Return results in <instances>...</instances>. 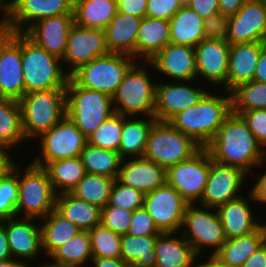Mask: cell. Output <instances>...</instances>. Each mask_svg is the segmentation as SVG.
Wrapping results in <instances>:
<instances>
[{
  "label": "cell",
  "mask_w": 266,
  "mask_h": 267,
  "mask_svg": "<svg viewBox=\"0 0 266 267\" xmlns=\"http://www.w3.org/2000/svg\"><path fill=\"white\" fill-rule=\"evenodd\" d=\"M166 169L145 157L122 159L117 180L144 195L166 184Z\"/></svg>",
  "instance_id": "obj_24"
},
{
  "label": "cell",
  "mask_w": 266,
  "mask_h": 267,
  "mask_svg": "<svg viewBox=\"0 0 266 267\" xmlns=\"http://www.w3.org/2000/svg\"><path fill=\"white\" fill-rule=\"evenodd\" d=\"M55 210L82 231H89L100 225L102 209L77 197L72 192L58 193Z\"/></svg>",
  "instance_id": "obj_29"
},
{
  "label": "cell",
  "mask_w": 266,
  "mask_h": 267,
  "mask_svg": "<svg viewBox=\"0 0 266 267\" xmlns=\"http://www.w3.org/2000/svg\"><path fill=\"white\" fill-rule=\"evenodd\" d=\"M135 119L125 116L123 119L122 137L118 152L122 159L131 157H143L148 136L152 126L157 121L154 117H150L148 121L143 118Z\"/></svg>",
  "instance_id": "obj_34"
},
{
  "label": "cell",
  "mask_w": 266,
  "mask_h": 267,
  "mask_svg": "<svg viewBox=\"0 0 266 267\" xmlns=\"http://www.w3.org/2000/svg\"><path fill=\"white\" fill-rule=\"evenodd\" d=\"M241 267H266V244L260 245Z\"/></svg>",
  "instance_id": "obj_54"
},
{
  "label": "cell",
  "mask_w": 266,
  "mask_h": 267,
  "mask_svg": "<svg viewBox=\"0 0 266 267\" xmlns=\"http://www.w3.org/2000/svg\"><path fill=\"white\" fill-rule=\"evenodd\" d=\"M207 92L194 106L176 114L168 123L206 148L231 112V96Z\"/></svg>",
  "instance_id": "obj_2"
},
{
  "label": "cell",
  "mask_w": 266,
  "mask_h": 267,
  "mask_svg": "<svg viewBox=\"0 0 266 267\" xmlns=\"http://www.w3.org/2000/svg\"><path fill=\"white\" fill-rule=\"evenodd\" d=\"M176 233L163 232L155 243V267H192L198 255L188 241L176 238ZM174 236V237H172Z\"/></svg>",
  "instance_id": "obj_28"
},
{
  "label": "cell",
  "mask_w": 266,
  "mask_h": 267,
  "mask_svg": "<svg viewBox=\"0 0 266 267\" xmlns=\"http://www.w3.org/2000/svg\"><path fill=\"white\" fill-rule=\"evenodd\" d=\"M53 261L84 267L92 261L91 237L89 231H80L71 240L60 246L51 256Z\"/></svg>",
  "instance_id": "obj_42"
},
{
  "label": "cell",
  "mask_w": 266,
  "mask_h": 267,
  "mask_svg": "<svg viewBox=\"0 0 266 267\" xmlns=\"http://www.w3.org/2000/svg\"><path fill=\"white\" fill-rule=\"evenodd\" d=\"M142 18L117 12L104 29L109 53H121L136 60V40Z\"/></svg>",
  "instance_id": "obj_27"
},
{
  "label": "cell",
  "mask_w": 266,
  "mask_h": 267,
  "mask_svg": "<svg viewBox=\"0 0 266 267\" xmlns=\"http://www.w3.org/2000/svg\"><path fill=\"white\" fill-rule=\"evenodd\" d=\"M213 267H228V266L222 265L220 262H218V261L213 257Z\"/></svg>",
  "instance_id": "obj_66"
},
{
  "label": "cell",
  "mask_w": 266,
  "mask_h": 267,
  "mask_svg": "<svg viewBox=\"0 0 266 267\" xmlns=\"http://www.w3.org/2000/svg\"><path fill=\"white\" fill-rule=\"evenodd\" d=\"M187 205V201L167 183L144 195L143 207L162 233L179 232Z\"/></svg>",
  "instance_id": "obj_14"
},
{
  "label": "cell",
  "mask_w": 266,
  "mask_h": 267,
  "mask_svg": "<svg viewBox=\"0 0 266 267\" xmlns=\"http://www.w3.org/2000/svg\"><path fill=\"white\" fill-rule=\"evenodd\" d=\"M113 113L110 96L80 87L69 77L66 85V115L87 138Z\"/></svg>",
  "instance_id": "obj_5"
},
{
  "label": "cell",
  "mask_w": 266,
  "mask_h": 267,
  "mask_svg": "<svg viewBox=\"0 0 266 267\" xmlns=\"http://www.w3.org/2000/svg\"><path fill=\"white\" fill-rule=\"evenodd\" d=\"M148 0H117L118 12L144 18Z\"/></svg>",
  "instance_id": "obj_52"
},
{
  "label": "cell",
  "mask_w": 266,
  "mask_h": 267,
  "mask_svg": "<svg viewBox=\"0 0 266 267\" xmlns=\"http://www.w3.org/2000/svg\"><path fill=\"white\" fill-rule=\"evenodd\" d=\"M248 175L241 168L220 164L210 155V170L208 181L201 200L204 207H219L240 197V189Z\"/></svg>",
  "instance_id": "obj_15"
},
{
  "label": "cell",
  "mask_w": 266,
  "mask_h": 267,
  "mask_svg": "<svg viewBox=\"0 0 266 267\" xmlns=\"http://www.w3.org/2000/svg\"><path fill=\"white\" fill-rule=\"evenodd\" d=\"M80 157L86 173L117 179L122 162L119 152L87 143Z\"/></svg>",
  "instance_id": "obj_38"
},
{
  "label": "cell",
  "mask_w": 266,
  "mask_h": 267,
  "mask_svg": "<svg viewBox=\"0 0 266 267\" xmlns=\"http://www.w3.org/2000/svg\"><path fill=\"white\" fill-rule=\"evenodd\" d=\"M40 267H80V266H77V265H71V264H63V263H59V262H52L51 264L50 263H46V265L42 264V266Z\"/></svg>",
  "instance_id": "obj_63"
},
{
  "label": "cell",
  "mask_w": 266,
  "mask_h": 267,
  "mask_svg": "<svg viewBox=\"0 0 266 267\" xmlns=\"http://www.w3.org/2000/svg\"><path fill=\"white\" fill-rule=\"evenodd\" d=\"M73 7L74 0H11V12L6 29L11 32H25L42 19L73 14ZM23 25H26V28Z\"/></svg>",
  "instance_id": "obj_19"
},
{
  "label": "cell",
  "mask_w": 266,
  "mask_h": 267,
  "mask_svg": "<svg viewBox=\"0 0 266 267\" xmlns=\"http://www.w3.org/2000/svg\"><path fill=\"white\" fill-rule=\"evenodd\" d=\"M209 170L210 153L206 148H202L189 160L167 168L166 183L173 187L188 204H195L202 198Z\"/></svg>",
  "instance_id": "obj_12"
},
{
  "label": "cell",
  "mask_w": 266,
  "mask_h": 267,
  "mask_svg": "<svg viewBox=\"0 0 266 267\" xmlns=\"http://www.w3.org/2000/svg\"><path fill=\"white\" fill-rule=\"evenodd\" d=\"M247 198L249 201L254 200L251 191L246 198L241 195L227 204L214 208L223 225L226 239L248 235L261 226V222L255 219Z\"/></svg>",
  "instance_id": "obj_25"
},
{
  "label": "cell",
  "mask_w": 266,
  "mask_h": 267,
  "mask_svg": "<svg viewBox=\"0 0 266 267\" xmlns=\"http://www.w3.org/2000/svg\"><path fill=\"white\" fill-rule=\"evenodd\" d=\"M158 235L121 236V258L132 267H155V243Z\"/></svg>",
  "instance_id": "obj_37"
},
{
  "label": "cell",
  "mask_w": 266,
  "mask_h": 267,
  "mask_svg": "<svg viewBox=\"0 0 266 267\" xmlns=\"http://www.w3.org/2000/svg\"><path fill=\"white\" fill-rule=\"evenodd\" d=\"M197 76L227 92L230 44L227 41L203 39L195 47Z\"/></svg>",
  "instance_id": "obj_21"
},
{
  "label": "cell",
  "mask_w": 266,
  "mask_h": 267,
  "mask_svg": "<svg viewBox=\"0 0 266 267\" xmlns=\"http://www.w3.org/2000/svg\"><path fill=\"white\" fill-rule=\"evenodd\" d=\"M24 95L21 32L1 29L0 98L19 101Z\"/></svg>",
  "instance_id": "obj_13"
},
{
  "label": "cell",
  "mask_w": 266,
  "mask_h": 267,
  "mask_svg": "<svg viewBox=\"0 0 266 267\" xmlns=\"http://www.w3.org/2000/svg\"><path fill=\"white\" fill-rule=\"evenodd\" d=\"M132 56L109 53L76 70L70 78L80 87L96 90L111 98L130 68L136 63Z\"/></svg>",
  "instance_id": "obj_9"
},
{
  "label": "cell",
  "mask_w": 266,
  "mask_h": 267,
  "mask_svg": "<svg viewBox=\"0 0 266 267\" xmlns=\"http://www.w3.org/2000/svg\"><path fill=\"white\" fill-rule=\"evenodd\" d=\"M19 199L17 182V164L0 177V221L16 217Z\"/></svg>",
  "instance_id": "obj_45"
},
{
  "label": "cell",
  "mask_w": 266,
  "mask_h": 267,
  "mask_svg": "<svg viewBox=\"0 0 266 267\" xmlns=\"http://www.w3.org/2000/svg\"><path fill=\"white\" fill-rule=\"evenodd\" d=\"M188 6L203 19L220 12L218 0H190Z\"/></svg>",
  "instance_id": "obj_53"
},
{
  "label": "cell",
  "mask_w": 266,
  "mask_h": 267,
  "mask_svg": "<svg viewBox=\"0 0 266 267\" xmlns=\"http://www.w3.org/2000/svg\"><path fill=\"white\" fill-rule=\"evenodd\" d=\"M14 162L15 161L10 157L8 148L0 145V177L12 168Z\"/></svg>",
  "instance_id": "obj_60"
},
{
  "label": "cell",
  "mask_w": 266,
  "mask_h": 267,
  "mask_svg": "<svg viewBox=\"0 0 266 267\" xmlns=\"http://www.w3.org/2000/svg\"><path fill=\"white\" fill-rule=\"evenodd\" d=\"M109 54L105 31L103 29L85 28L73 24L62 62L71 67L67 75L70 77L76 70L97 57Z\"/></svg>",
  "instance_id": "obj_16"
},
{
  "label": "cell",
  "mask_w": 266,
  "mask_h": 267,
  "mask_svg": "<svg viewBox=\"0 0 266 267\" xmlns=\"http://www.w3.org/2000/svg\"><path fill=\"white\" fill-rule=\"evenodd\" d=\"M178 83L157 82L154 107V118L157 121L169 122L176 114L197 104L207 93L202 87Z\"/></svg>",
  "instance_id": "obj_18"
},
{
  "label": "cell",
  "mask_w": 266,
  "mask_h": 267,
  "mask_svg": "<svg viewBox=\"0 0 266 267\" xmlns=\"http://www.w3.org/2000/svg\"><path fill=\"white\" fill-rule=\"evenodd\" d=\"M247 0H218L219 11L223 15H235Z\"/></svg>",
  "instance_id": "obj_55"
},
{
  "label": "cell",
  "mask_w": 266,
  "mask_h": 267,
  "mask_svg": "<svg viewBox=\"0 0 266 267\" xmlns=\"http://www.w3.org/2000/svg\"><path fill=\"white\" fill-rule=\"evenodd\" d=\"M17 165V182L19 199L16 206V217L24 213L23 218L41 220L55 209L57 194L49 180L46 170L34 163H29L20 173ZM22 176H21V175ZM20 176L22 178H20ZM20 214V215H19Z\"/></svg>",
  "instance_id": "obj_6"
},
{
  "label": "cell",
  "mask_w": 266,
  "mask_h": 267,
  "mask_svg": "<svg viewBox=\"0 0 266 267\" xmlns=\"http://www.w3.org/2000/svg\"><path fill=\"white\" fill-rule=\"evenodd\" d=\"M265 47V42L230 45L227 92L238 85L253 81L259 56Z\"/></svg>",
  "instance_id": "obj_26"
},
{
  "label": "cell",
  "mask_w": 266,
  "mask_h": 267,
  "mask_svg": "<svg viewBox=\"0 0 266 267\" xmlns=\"http://www.w3.org/2000/svg\"><path fill=\"white\" fill-rule=\"evenodd\" d=\"M117 12V0H74V23L81 27L104 30Z\"/></svg>",
  "instance_id": "obj_32"
},
{
  "label": "cell",
  "mask_w": 266,
  "mask_h": 267,
  "mask_svg": "<svg viewBox=\"0 0 266 267\" xmlns=\"http://www.w3.org/2000/svg\"><path fill=\"white\" fill-rule=\"evenodd\" d=\"M169 43L170 32L167 20L142 18L137 33L136 60L140 57L144 59V62H149Z\"/></svg>",
  "instance_id": "obj_30"
},
{
  "label": "cell",
  "mask_w": 266,
  "mask_h": 267,
  "mask_svg": "<svg viewBox=\"0 0 266 267\" xmlns=\"http://www.w3.org/2000/svg\"><path fill=\"white\" fill-rule=\"evenodd\" d=\"M205 39L227 41L229 34V16L221 12L204 19Z\"/></svg>",
  "instance_id": "obj_50"
},
{
  "label": "cell",
  "mask_w": 266,
  "mask_h": 267,
  "mask_svg": "<svg viewBox=\"0 0 266 267\" xmlns=\"http://www.w3.org/2000/svg\"><path fill=\"white\" fill-rule=\"evenodd\" d=\"M261 228H262L263 233H264V243L266 244V223L265 222L263 223L261 221Z\"/></svg>",
  "instance_id": "obj_65"
},
{
  "label": "cell",
  "mask_w": 266,
  "mask_h": 267,
  "mask_svg": "<svg viewBox=\"0 0 266 267\" xmlns=\"http://www.w3.org/2000/svg\"><path fill=\"white\" fill-rule=\"evenodd\" d=\"M73 24V14H62L37 21L24 33L48 53L62 59Z\"/></svg>",
  "instance_id": "obj_22"
},
{
  "label": "cell",
  "mask_w": 266,
  "mask_h": 267,
  "mask_svg": "<svg viewBox=\"0 0 266 267\" xmlns=\"http://www.w3.org/2000/svg\"><path fill=\"white\" fill-rule=\"evenodd\" d=\"M229 93L233 114L240 115L252 109H266V83L250 81L236 86Z\"/></svg>",
  "instance_id": "obj_40"
},
{
  "label": "cell",
  "mask_w": 266,
  "mask_h": 267,
  "mask_svg": "<svg viewBox=\"0 0 266 267\" xmlns=\"http://www.w3.org/2000/svg\"><path fill=\"white\" fill-rule=\"evenodd\" d=\"M148 63L149 67L171 77L172 81L190 82L197 79L195 48L169 43Z\"/></svg>",
  "instance_id": "obj_20"
},
{
  "label": "cell",
  "mask_w": 266,
  "mask_h": 267,
  "mask_svg": "<svg viewBox=\"0 0 266 267\" xmlns=\"http://www.w3.org/2000/svg\"><path fill=\"white\" fill-rule=\"evenodd\" d=\"M41 225L42 248L46 256L50 257L60 246L71 240L81 230L70 220L61 216L53 209L43 220Z\"/></svg>",
  "instance_id": "obj_36"
},
{
  "label": "cell",
  "mask_w": 266,
  "mask_h": 267,
  "mask_svg": "<svg viewBox=\"0 0 266 267\" xmlns=\"http://www.w3.org/2000/svg\"><path fill=\"white\" fill-rule=\"evenodd\" d=\"M26 262V263H25ZM16 260L15 258H11L5 261L0 262V267H29L27 261Z\"/></svg>",
  "instance_id": "obj_62"
},
{
  "label": "cell",
  "mask_w": 266,
  "mask_h": 267,
  "mask_svg": "<svg viewBox=\"0 0 266 267\" xmlns=\"http://www.w3.org/2000/svg\"><path fill=\"white\" fill-rule=\"evenodd\" d=\"M266 41V0H247L239 11L229 16L230 45Z\"/></svg>",
  "instance_id": "obj_17"
},
{
  "label": "cell",
  "mask_w": 266,
  "mask_h": 267,
  "mask_svg": "<svg viewBox=\"0 0 266 267\" xmlns=\"http://www.w3.org/2000/svg\"><path fill=\"white\" fill-rule=\"evenodd\" d=\"M0 9L4 12L3 18L0 19V29H6L11 12V1L0 0Z\"/></svg>",
  "instance_id": "obj_61"
},
{
  "label": "cell",
  "mask_w": 266,
  "mask_h": 267,
  "mask_svg": "<svg viewBox=\"0 0 266 267\" xmlns=\"http://www.w3.org/2000/svg\"><path fill=\"white\" fill-rule=\"evenodd\" d=\"M89 234L92 257L121 258V235L101 224L89 230Z\"/></svg>",
  "instance_id": "obj_43"
},
{
  "label": "cell",
  "mask_w": 266,
  "mask_h": 267,
  "mask_svg": "<svg viewBox=\"0 0 266 267\" xmlns=\"http://www.w3.org/2000/svg\"><path fill=\"white\" fill-rule=\"evenodd\" d=\"M39 138L43 157H36L32 163L41 167L51 161L80 157L88 143V138L67 115Z\"/></svg>",
  "instance_id": "obj_11"
},
{
  "label": "cell",
  "mask_w": 266,
  "mask_h": 267,
  "mask_svg": "<svg viewBox=\"0 0 266 267\" xmlns=\"http://www.w3.org/2000/svg\"><path fill=\"white\" fill-rule=\"evenodd\" d=\"M195 205L188 204L185 209L182 228L184 226L186 229L181 231V235L193 247L197 255L202 253V248L206 246L215 248L210 254L214 256L226 241L223 225L214 208L204 206L198 208L199 205Z\"/></svg>",
  "instance_id": "obj_10"
},
{
  "label": "cell",
  "mask_w": 266,
  "mask_h": 267,
  "mask_svg": "<svg viewBox=\"0 0 266 267\" xmlns=\"http://www.w3.org/2000/svg\"><path fill=\"white\" fill-rule=\"evenodd\" d=\"M202 147L168 122L156 121L150 130L143 157L165 169L189 160Z\"/></svg>",
  "instance_id": "obj_7"
},
{
  "label": "cell",
  "mask_w": 266,
  "mask_h": 267,
  "mask_svg": "<svg viewBox=\"0 0 266 267\" xmlns=\"http://www.w3.org/2000/svg\"><path fill=\"white\" fill-rule=\"evenodd\" d=\"M11 251L6 235L5 220L0 221V262L11 259Z\"/></svg>",
  "instance_id": "obj_56"
},
{
  "label": "cell",
  "mask_w": 266,
  "mask_h": 267,
  "mask_svg": "<svg viewBox=\"0 0 266 267\" xmlns=\"http://www.w3.org/2000/svg\"><path fill=\"white\" fill-rule=\"evenodd\" d=\"M259 177L256 184L253 185L251 192L254 197V202L266 203V172Z\"/></svg>",
  "instance_id": "obj_57"
},
{
  "label": "cell",
  "mask_w": 266,
  "mask_h": 267,
  "mask_svg": "<svg viewBox=\"0 0 266 267\" xmlns=\"http://www.w3.org/2000/svg\"><path fill=\"white\" fill-rule=\"evenodd\" d=\"M43 168L57 195L59 191L72 192L86 174L81 157L51 161Z\"/></svg>",
  "instance_id": "obj_35"
},
{
  "label": "cell",
  "mask_w": 266,
  "mask_h": 267,
  "mask_svg": "<svg viewBox=\"0 0 266 267\" xmlns=\"http://www.w3.org/2000/svg\"><path fill=\"white\" fill-rule=\"evenodd\" d=\"M21 219V220H20ZM34 218L5 219L6 235L12 258H23L27 261L37 258L42 248L41 226L36 225ZM32 221V222H31Z\"/></svg>",
  "instance_id": "obj_23"
},
{
  "label": "cell",
  "mask_w": 266,
  "mask_h": 267,
  "mask_svg": "<svg viewBox=\"0 0 266 267\" xmlns=\"http://www.w3.org/2000/svg\"><path fill=\"white\" fill-rule=\"evenodd\" d=\"M0 53H1V29H0Z\"/></svg>",
  "instance_id": "obj_68"
},
{
  "label": "cell",
  "mask_w": 266,
  "mask_h": 267,
  "mask_svg": "<svg viewBox=\"0 0 266 267\" xmlns=\"http://www.w3.org/2000/svg\"><path fill=\"white\" fill-rule=\"evenodd\" d=\"M21 60L25 94L49 89H66L69 79L61 59L48 53L21 32Z\"/></svg>",
  "instance_id": "obj_3"
},
{
  "label": "cell",
  "mask_w": 266,
  "mask_h": 267,
  "mask_svg": "<svg viewBox=\"0 0 266 267\" xmlns=\"http://www.w3.org/2000/svg\"><path fill=\"white\" fill-rule=\"evenodd\" d=\"M181 6H188V4L190 3V0H179Z\"/></svg>",
  "instance_id": "obj_67"
},
{
  "label": "cell",
  "mask_w": 266,
  "mask_h": 267,
  "mask_svg": "<svg viewBox=\"0 0 266 267\" xmlns=\"http://www.w3.org/2000/svg\"><path fill=\"white\" fill-rule=\"evenodd\" d=\"M162 233L155 225L149 212L143 207L132 212L128 235L146 236Z\"/></svg>",
  "instance_id": "obj_48"
},
{
  "label": "cell",
  "mask_w": 266,
  "mask_h": 267,
  "mask_svg": "<svg viewBox=\"0 0 266 267\" xmlns=\"http://www.w3.org/2000/svg\"><path fill=\"white\" fill-rule=\"evenodd\" d=\"M212 160L241 168L248 174L252 167L263 165L266 150L256 140L240 115L231 113L206 147Z\"/></svg>",
  "instance_id": "obj_1"
},
{
  "label": "cell",
  "mask_w": 266,
  "mask_h": 267,
  "mask_svg": "<svg viewBox=\"0 0 266 267\" xmlns=\"http://www.w3.org/2000/svg\"><path fill=\"white\" fill-rule=\"evenodd\" d=\"M114 181L112 178L86 173L72 193L102 209L108 204Z\"/></svg>",
  "instance_id": "obj_41"
},
{
  "label": "cell",
  "mask_w": 266,
  "mask_h": 267,
  "mask_svg": "<svg viewBox=\"0 0 266 267\" xmlns=\"http://www.w3.org/2000/svg\"><path fill=\"white\" fill-rule=\"evenodd\" d=\"M131 216L132 211L130 210L114 206H105L101 211L100 224L122 236L128 233Z\"/></svg>",
  "instance_id": "obj_47"
},
{
  "label": "cell",
  "mask_w": 266,
  "mask_h": 267,
  "mask_svg": "<svg viewBox=\"0 0 266 267\" xmlns=\"http://www.w3.org/2000/svg\"><path fill=\"white\" fill-rule=\"evenodd\" d=\"M170 42L195 47L205 38L204 19L191 7H181L168 21Z\"/></svg>",
  "instance_id": "obj_31"
},
{
  "label": "cell",
  "mask_w": 266,
  "mask_h": 267,
  "mask_svg": "<svg viewBox=\"0 0 266 267\" xmlns=\"http://www.w3.org/2000/svg\"><path fill=\"white\" fill-rule=\"evenodd\" d=\"M240 116L247 123L258 143L266 150V109H252L242 112Z\"/></svg>",
  "instance_id": "obj_49"
},
{
  "label": "cell",
  "mask_w": 266,
  "mask_h": 267,
  "mask_svg": "<svg viewBox=\"0 0 266 267\" xmlns=\"http://www.w3.org/2000/svg\"><path fill=\"white\" fill-rule=\"evenodd\" d=\"M144 194L135 188L120 183L117 179L111 190L108 204L106 206H114L124 208L130 211L143 208Z\"/></svg>",
  "instance_id": "obj_46"
},
{
  "label": "cell",
  "mask_w": 266,
  "mask_h": 267,
  "mask_svg": "<svg viewBox=\"0 0 266 267\" xmlns=\"http://www.w3.org/2000/svg\"><path fill=\"white\" fill-rule=\"evenodd\" d=\"M253 81L266 83V47L259 56Z\"/></svg>",
  "instance_id": "obj_59"
},
{
  "label": "cell",
  "mask_w": 266,
  "mask_h": 267,
  "mask_svg": "<svg viewBox=\"0 0 266 267\" xmlns=\"http://www.w3.org/2000/svg\"><path fill=\"white\" fill-rule=\"evenodd\" d=\"M26 139L49 131L66 115V89H49L25 94L19 101Z\"/></svg>",
  "instance_id": "obj_4"
},
{
  "label": "cell",
  "mask_w": 266,
  "mask_h": 267,
  "mask_svg": "<svg viewBox=\"0 0 266 267\" xmlns=\"http://www.w3.org/2000/svg\"><path fill=\"white\" fill-rule=\"evenodd\" d=\"M26 140L21 119L19 102L14 99L0 98V145L9 150Z\"/></svg>",
  "instance_id": "obj_39"
},
{
  "label": "cell",
  "mask_w": 266,
  "mask_h": 267,
  "mask_svg": "<svg viewBox=\"0 0 266 267\" xmlns=\"http://www.w3.org/2000/svg\"><path fill=\"white\" fill-rule=\"evenodd\" d=\"M181 7L179 0H148L145 17L169 21Z\"/></svg>",
  "instance_id": "obj_51"
},
{
  "label": "cell",
  "mask_w": 266,
  "mask_h": 267,
  "mask_svg": "<svg viewBox=\"0 0 266 267\" xmlns=\"http://www.w3.org/2000/svg\"><path fill=\"white\" fill-rule=\"evenodd\" d=\"M264 243V233L261 226L254 232L226 239L220 250L213 256L222 265L241 267L248 257Z\"/></svg>",
  "instance_id": "obj_33"
},
{
  "label": "cell",
  "mask_w": 266,
  "mask_h": 267,
  "mask_svg": "<svg viewBox=\"0 0 266 267\" xmlns=\"http://www.w3.org/2000/svg\"><path fill=\"white\" fill-rule=\"evenodd\" d=\"M205 263L202 264H193L192 267H213V256H210L209 259H207V262L204 261Z\"/></svg>",
  "instance_id": "obj_64"
},
{
  "label": "cell",
  "mask_w": 266,
  "mask_h": 267,
  "mask_svg": "<svg viewBox=\"0 0 266 267\" xmlns=\"http://www.w3.org/2000/svg\"><path fill=\"white\" fill-rule=\"evenodd\" d=\"M125 116L113 113L88 138L90 145L118 152L122 137L123 119Z\"/></svg>",
  "instance_id": "obj_44"
},
{
  "label": "cell",
  "mask_w": 266,
  "mask_h": 267,
  "mask_svg": "<svg viewBox=\"0 0 266 267\" xmlns=\"http://www.w3.org/2000/svg\"><path fill=\"white\" fill-rule=\"evenodd\" d=\"M94 267H132L127 264L122 258H104V257H93L92 261Z\"/></svg>",
  "instance_id": "obj_58"
},
{
  "label": "cell",
  "mask_w": 266,
  "mask_h": 267,
  "mask_svg": "<svg viewBox=\"0 0 266 267\" xmlns=\"http://www.w3.org/2000/svg\"><path fill=\"white\" fill-rule=\"evenodd\" d=\"M137 63L127 72L112 97L114 112L123 116L142 113L154 117L157 83L151 81L147 68Z\"/></svg>",
  "instance_id": "obj_8"
}]
</instances>
